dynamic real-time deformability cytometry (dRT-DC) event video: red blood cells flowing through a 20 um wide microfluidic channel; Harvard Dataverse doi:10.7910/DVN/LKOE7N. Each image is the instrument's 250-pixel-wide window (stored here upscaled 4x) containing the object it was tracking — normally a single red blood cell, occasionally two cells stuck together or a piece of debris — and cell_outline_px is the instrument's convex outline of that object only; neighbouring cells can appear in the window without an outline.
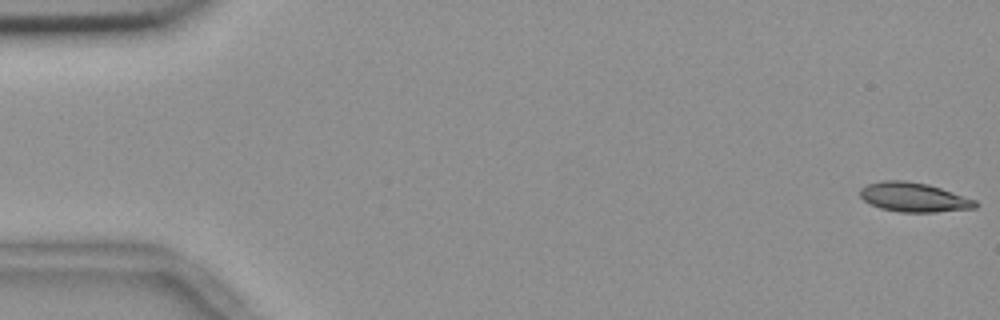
{"species": "common noctule bat (a hibernating species)", "species_latin": "Nyctalus noctula", "temperature_condition": "room temperature", "stored_images_in_passage": 55, "camera_frame_rate_fps": 3000, "um_per_image_px": 0.085, "animal": {"sex": "female", "body_mass_g": 18.4}, "frame": {"image": 1, "passage_image": 1, "time_ms": 0.0, "image_size_px": [1000, 320], "cell_outline_px": [[976, 208], [936, 212], [900, 212], [880, 208], [864, 200], [860, 196], [860, 188], [868, 184], [884, 180], [908, 180], [928, 184], [976, 200]], "centroid_in_image_um": [77.66, 16.76], "position_along_channel_um": 7.3, "area_um2": 19.59}}
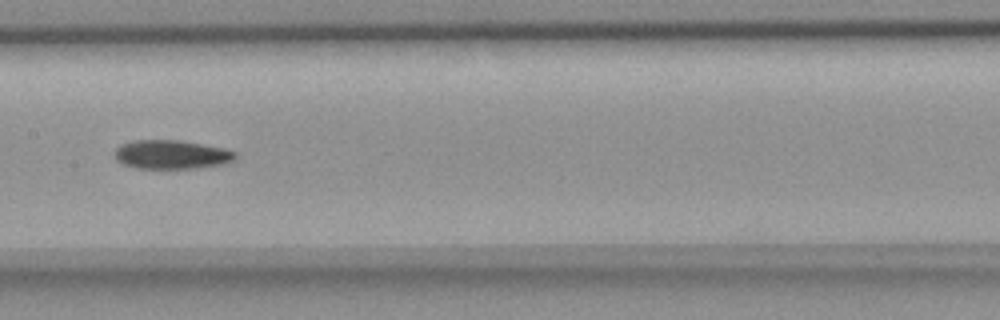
{"frame": {"image": 2, "passage_image": 28, "time_ms": 9.0, "image_size_px": [1000, 320], "cell_outline_px": [[236, 160], [220, 164], [196, 168], [136, 168], [124, 164], [116, 160], [116, 148], [120, 144], [136, 140], [180, 140], [224, 148], [236, 152]], "centroid_in_image_um": [14.58, 13.13], "position_along_channel_um": 192.8, "area_um2": 20.17}}
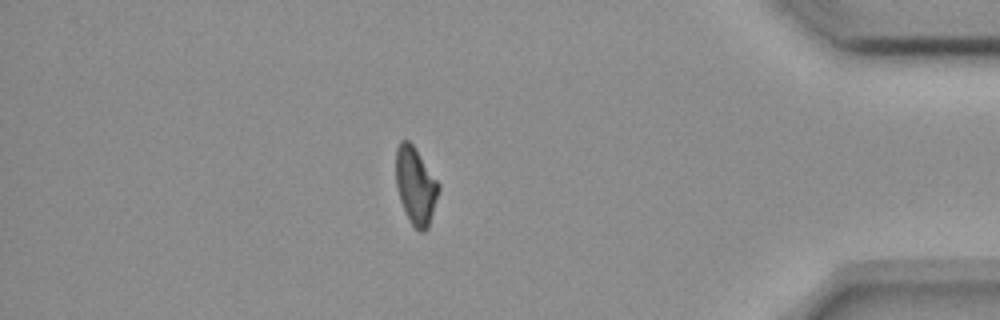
{"frame": {"image": 3, "passage_image": 48, "time_ms": 15.667, "image_size_px": [1000, 320], "cell_outline_px": [[440, 188], [428, 228], [424, 232], [420, 232], [412, 224], [400, 200], [396, 184], [396, 148], [400, 140], [408, 140], [412, 144], [440, 184]], "centroid_in_image_um": [35.33, 15.77], "position_along_channel_um": 399.9, "area_um2": 18.96}, "authors_computed_cell_mechanics": {"area_um2": 20.2878, "velocity_mm_per_s": 3.6783, "shape_relaxation_time_tau1_ms": 4.0392, "shape_relaxation_time_tau2_ms": null, "deformation_change_tau1": 0.1361, "deformation_change_tau2": null}}